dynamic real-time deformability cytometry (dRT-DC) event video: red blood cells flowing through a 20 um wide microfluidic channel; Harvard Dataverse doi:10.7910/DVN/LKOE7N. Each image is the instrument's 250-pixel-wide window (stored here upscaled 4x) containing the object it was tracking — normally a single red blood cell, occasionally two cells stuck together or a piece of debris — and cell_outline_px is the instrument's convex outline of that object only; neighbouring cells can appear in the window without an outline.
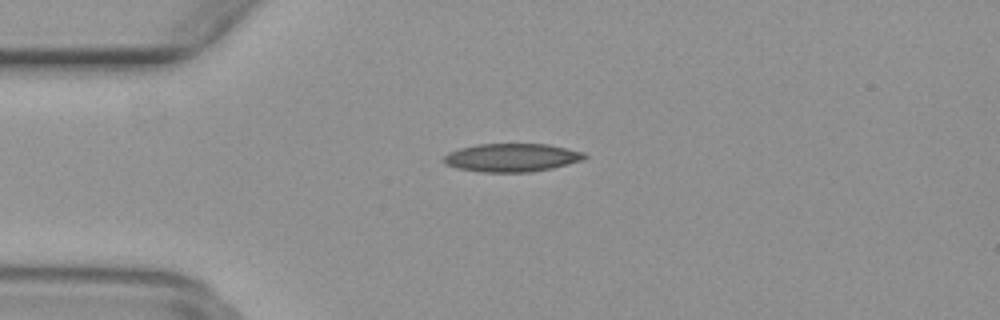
{"species": "common noctule bat (a hibernating species)", "species_latin": "Nyctalus noctula", "temperature_condition": "warm", "stored_images_in_passage": 23, "camera_frame_rate_fps": 3000, "um_per_image_px": 0.085, "animal": {"sex": "female", "body_mass_g": 29.2, "forearm_length_mm": 56.3}, "frame": {"image": 1, "passage_image": 5, "time_ms": 1.333, "image_size_px": [1000, 320], "cell_outline_px": [[588, 156], [584, 160], [552, 168], [532, 172], [480, 172], [456, 168], [444, 164], [444, 156], [448, 152], [460, 148], [476, 144], [548, 144], [584, 152]], "centroid_in_image_um": [43.5, 13.4], "position_along_channel_um": 41.5, "area_um2": 23.35}}
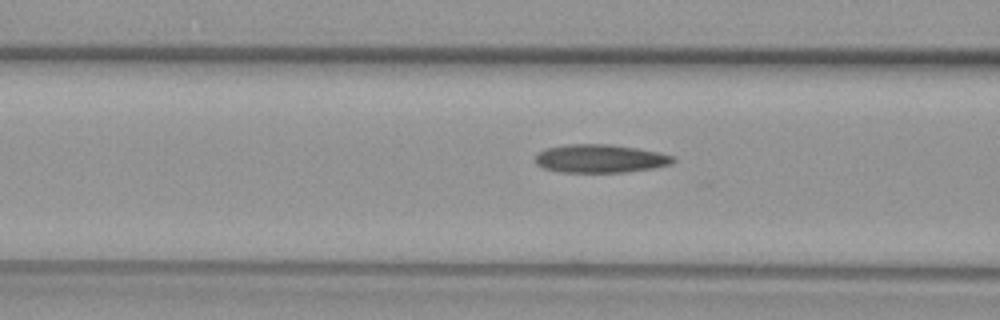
{"frame": {"image": 2, "passage_image": 12, "time_ms": 3.667, "image_size_px": [1000, 320], "cell_outline_px": [[676, 160], [672, 164], [656, 168], [628, 172], [560, 172], [544, 168], [536, 164], [532, 160], [536, 152], [544, 148], [564, 144], [612, 144], [660, 152], [676, 156]], "centroid_in_image_um": [51.0, 13.47], "position_along_channel_um": 115.6, "area_um2": 23.35}}
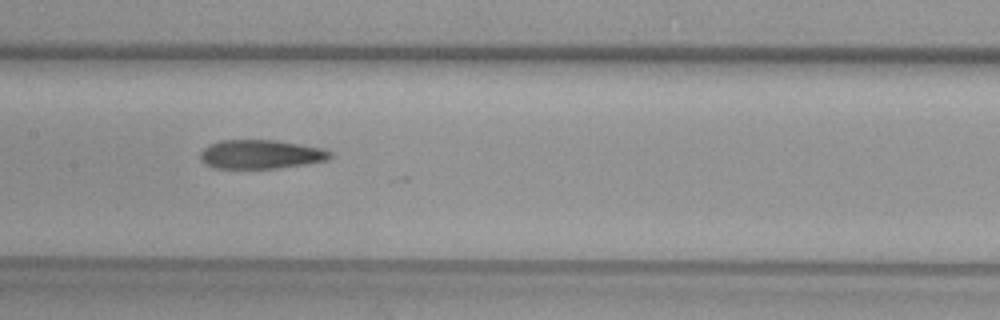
{"frame": {"image": 3, "passage_image": 17, "time_ms": 5.333, "image_size_px": [1000, 320], "cell_outline_px": [[332, 156], [328, 160], [304, 164], [276, 168], [212, 168], [204, 164], [200, 160], [200, 152], [204, 148], [220, 140], [276, 140], [300, 144], [320, 148], [332, 152]], "centroid_in_image_um": [22.14, 13.12], "position_along_channel_um": 185.3, "area_um2": 21.85}}